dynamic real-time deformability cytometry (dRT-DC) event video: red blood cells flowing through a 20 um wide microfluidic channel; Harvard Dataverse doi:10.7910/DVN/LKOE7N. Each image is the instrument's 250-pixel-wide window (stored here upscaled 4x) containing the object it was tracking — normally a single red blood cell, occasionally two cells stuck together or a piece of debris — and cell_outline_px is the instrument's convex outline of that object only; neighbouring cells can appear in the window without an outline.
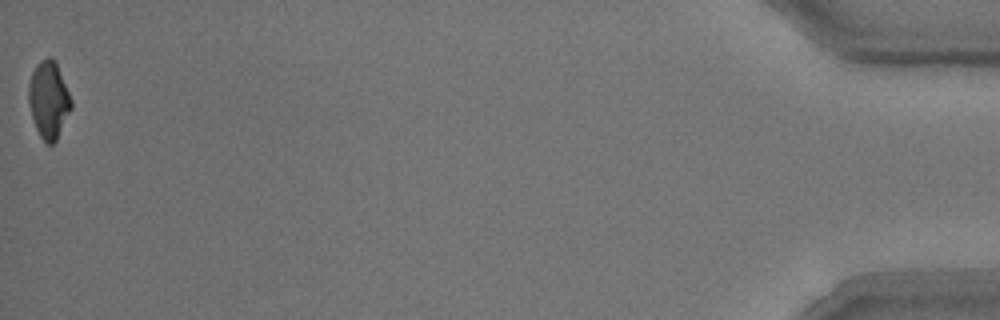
{"species": "common noctule bat (a hibernating species)", "species_latin": "Nyctalus noctula", "temperature_condition": "room temperature", "stored_images_in_passage": 48, "camera_frame_rate_fps": 3000, "um_per_image_px": 0.085, "animal": {"sex": "male", "body_mass_g": 15.6}, "frame": {"image": 1, "passage_image": 48, "time_ms": 15.667, "image_size_px": [1000, 320], "cell_outline_px": [[72, 108], [56, 140], [52, 144], [48, 144], [40, 136], [36, 128], [32, 116], [28, 100], [28, 84], [32, 72], [36, 64], [40, 60], [48, 56], [52, 56], [56, 60], [72, 100]], "centroid_in_image_um": [4.14, 8.43], "position_along_channel_um": 431.1, "area_um2": 19.25}}